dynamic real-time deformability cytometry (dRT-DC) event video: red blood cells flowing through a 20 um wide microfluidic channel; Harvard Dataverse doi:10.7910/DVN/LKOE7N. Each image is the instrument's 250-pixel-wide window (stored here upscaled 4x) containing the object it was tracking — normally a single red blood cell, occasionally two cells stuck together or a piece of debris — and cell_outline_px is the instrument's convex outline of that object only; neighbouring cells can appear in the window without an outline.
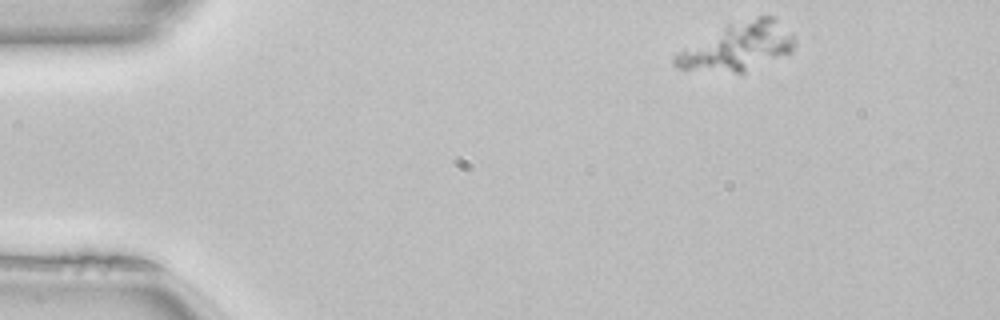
{"species": "common noctule bat (a hibernating species)", "species_latin": "Nyctalus noctula", "temperature_condition": "room temperature", "stored_images_in_passage": 46, "camera_frame_rate_fps": 3000, "um_per_image_px": 0.085, "animal": {"sex": "female", "body_mass_g": 22.7, "forearm_length_mm": 54.2}, "frame": {"image": 1, "passage_image": 1, "time_ms": 0.0, "image_size_px": [1000, 320], "cell_outline_px": [[796, 44], [792, 52], [744, 72], [736, 72], [676, 68], [672, 64], [672, 56], [728, 20], [760, 16], [776, 16], [792, 32], [796, 40]], "centroid_in_image_um": [62.74, 3.89], "position_along_channel_um": 22.3, "area_um2": 34.1}}
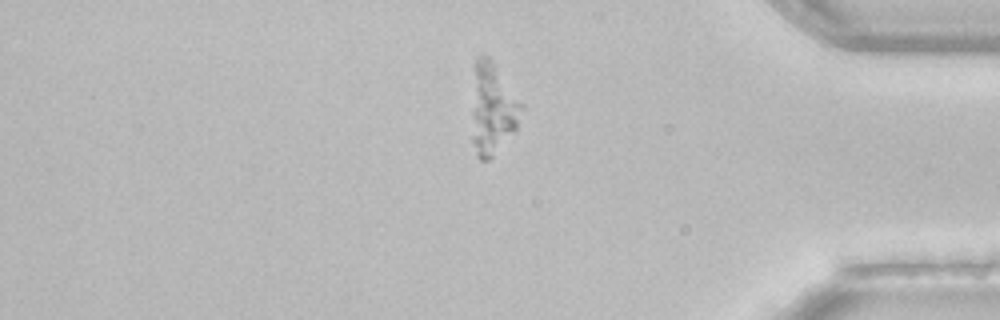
{"frame": {"image": 2, "passage_image": 38, "time_ms": 12.333, "image_size_px": [1000, 320], "cell_outline_px": [[524, 108], [516, 128], [492, 156], [488, 160], [480, 160], [476, 156], [472, 140], [472, 64], [480, 56], [488, 56], [492, 60], [524, 104]], "centroid_in_image_um": [41.84, 9.2], "position_along_channel_um": 393.4, "area_um2": 26.76}}
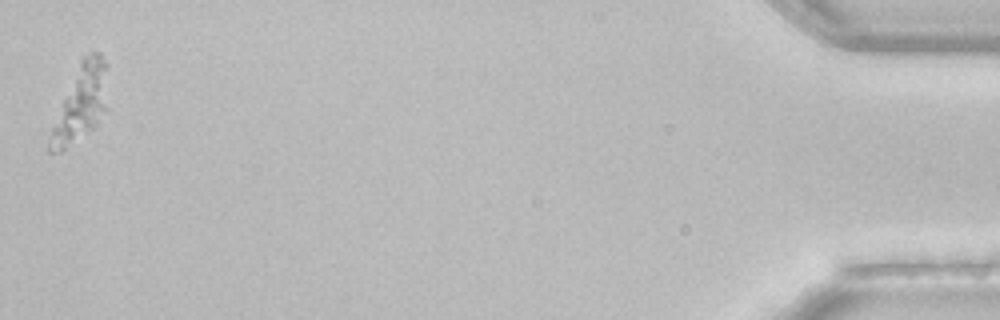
{"frame": {"image": 3, "passage_image": 46, "time_ms": 15.0, "image_size_px": [1000, 320], "cell_outline_px": [[108, 108], [96, 124], [92, 128], [60, 152], [48, 152], [48, 144], [52, 128], [80, 60], [84, 56], [92, 52], [100, 52], [108, 64]], "centroid_in_image_um": [6.95, 8.71], "position_along_channel_um": 428.3, "area_um2": 25.14}}